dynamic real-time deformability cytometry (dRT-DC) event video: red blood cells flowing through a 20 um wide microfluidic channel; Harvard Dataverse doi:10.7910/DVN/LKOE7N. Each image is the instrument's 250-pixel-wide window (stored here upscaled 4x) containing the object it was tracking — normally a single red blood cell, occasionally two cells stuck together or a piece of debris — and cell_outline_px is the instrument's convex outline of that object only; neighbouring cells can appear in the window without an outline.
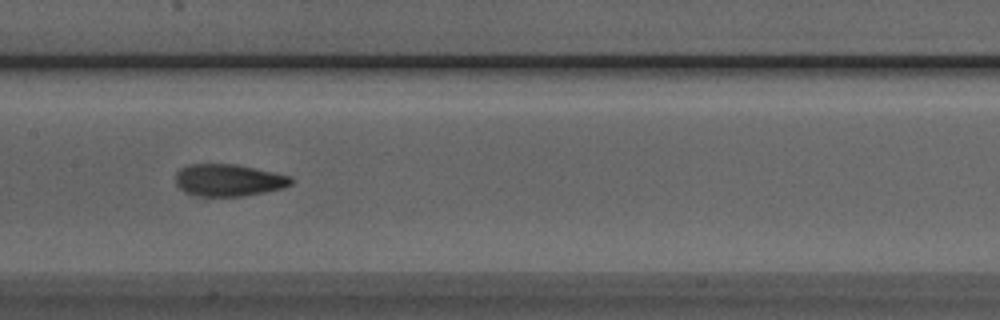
{"species": "Egyptian fruit bat (a non-hibernating species)", "species_latin": "Rousettus aegyptiacus", "temperature_condition": "room temperature", "stored_images_in_passage": 27, "camera_frame_rate_fps": 3000, "um_per_image_px": 0.085, "animal": {"sex": "male"}, "frame": {"image": 1, "passage_image": 16, "time_ms": 5.0, "image_size_px": [1000, 320], "cell_outline_px": [[296, 180], [292, 184], [284, 188], [244, 196], [196, 196], [184, 192], [176, 184], [176, 172], [180, 168], [188, 164], [236, 164], [292, 176]], "centroid_in_image_um": [19.45, 15.31], "position_along_channel_um": 188.0, "area_um2": 21.85}}
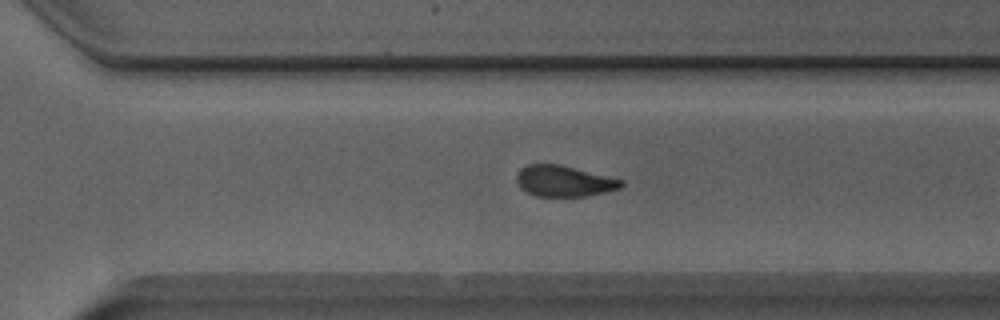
{"frame": {"image": 2, "passage_image": 23, "time_ms": 7.333, "image_size_px": [1000, 320], "cell_outline_px": [[624, 184], [620, 188], [604, 192], [584, 196], [536, 196], [520, 188], [516, 180], [516, 176], [520, 168], [528, 164], [560, 164], [624, 180]], "centroid_in_image_um": [47.92, 15.38], "position_along_channel_um": 322.7, "area_um2": 18.84}}